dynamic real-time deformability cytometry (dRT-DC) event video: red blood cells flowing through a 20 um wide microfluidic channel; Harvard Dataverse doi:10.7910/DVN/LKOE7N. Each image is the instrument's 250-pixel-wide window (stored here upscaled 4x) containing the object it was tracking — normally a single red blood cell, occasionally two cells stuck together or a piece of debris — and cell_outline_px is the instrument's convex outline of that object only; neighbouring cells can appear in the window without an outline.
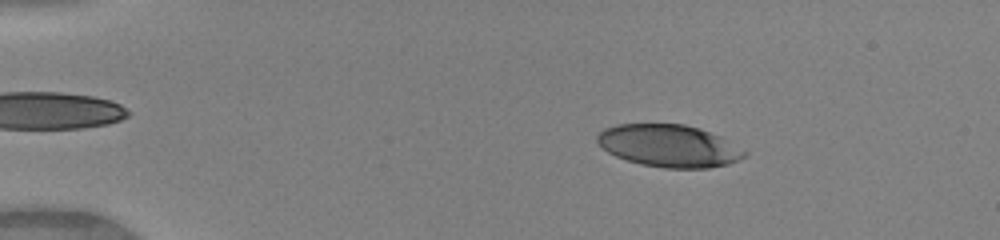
{"species": "human", "species_latin": "Homo sapiens", "temperature_condition": "warm", "stored_images_in_passage": 49, "camera_frame_rate_fps": 3000, "um_per_image_px": 0.085, "donor": {"sex": "female"}, "frame": {"image": 1, "passage_image": 8, "time_ms": 2.333, "image_size_px": [1000, 240], "cell_outline_px": [[748, 152], [744, 156], [728, 164], [708, 168], [664, 168], [640, 164], [616, 156], [608, 152], [596, 140], [596, 136], [604, 128], [616, 124], [684, 124], [700, 128], [720, 136]], "centroid_in_image_um": [56.85, 12.39], "position_along_channel_um": 28.1, "area_um2": 36.18}}
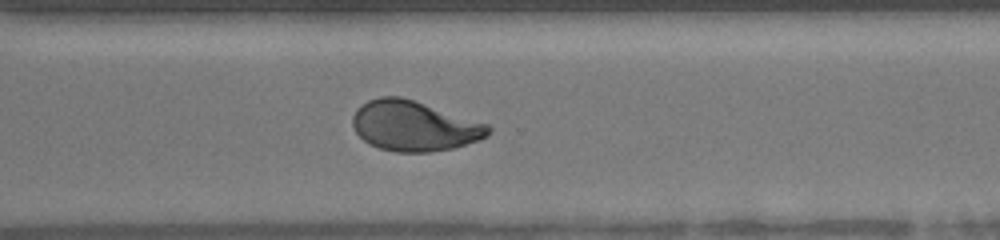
{"frame": {"image": 2, "passage_image": 36, "time_ms": 11.667, "image_size_px": [1000, 240], "cell_outline_px": [[492, 128], [488, 136], [480, 140], [452, 148], [432, 152], [396, 152], [380, 148], [368, 144], [356, 132], [352, 124], [352, 116], [356, 108], [360, 104], [368, 100], [380, 96], [400, 96], [488, 124]], "centroid_in_image_um": [35.18, 10.71], "position_along_channel_um": 335.4, "area_um2": 39.65}}
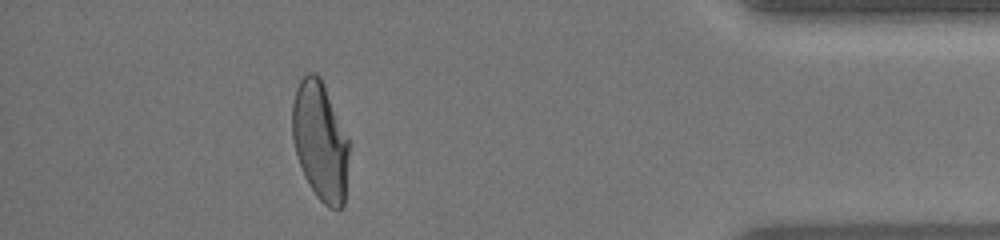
{"frame": {"image": 3, "passage_image": 44, "time_ms": 14.333, "image_size_px": [1000, 240], "cell_outline_px": [[348, 152], [344, 208], [328, 208], [316, 196], [304, 176], [292, 140], [292, 104], [296, 88], [300, 80], [308, 72], [316, 72], [320, 76], [348, 140]], "centroid_in_image_um": [27.19, 12.0], "position_along_channel_um": 408.0, "area_um2": 38.84}, "authors_computed_cell_mechanics": {"area_um2": 39.1884, "velocity_mm_per_s": 4.1435, "shape_relaxation_time_tau1_ms": 5.3202, "shape_relaxation_time_tau2_ms": 0.9922, "deformation_change_tau1": 0.2157, "deformation_change_tau2": 0.0697}}